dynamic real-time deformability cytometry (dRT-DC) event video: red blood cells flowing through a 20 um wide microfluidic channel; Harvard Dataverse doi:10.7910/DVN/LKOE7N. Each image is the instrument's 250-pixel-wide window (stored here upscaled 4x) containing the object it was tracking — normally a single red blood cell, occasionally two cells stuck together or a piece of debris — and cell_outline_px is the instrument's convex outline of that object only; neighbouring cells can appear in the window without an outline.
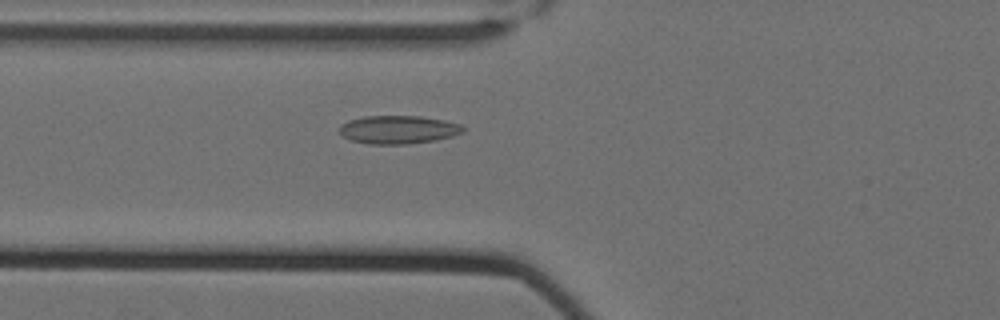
{"species": "Egyptian fruit bat (a non-hibernating species)", "species_latin": "Rousettus aegyptiacus", "temperature_condition": "cold", "stored_images_in_passage": 43, "camera_frame_rate_fps": 3000, "um_per_image_px": 0.085, "animal": {"sex": "female"}, "frame": {"image": 1, "passage_image": 8, "time_ms": 2.333, "image_size_px": [1000, 320], "cell_outline_px": [[468, 128], [464, 132], [452, 136], [436, 140], [408, 144], [368, 144], [352, 140], [340, 136], [340, 124], [348, 120], [364, 116], [420, 116], [444, 120], [460, 124]], "centroid_in_image_um": [33.86, 11.02], "position_along_channel_um": 91.9, "area_um2": 20.58}}
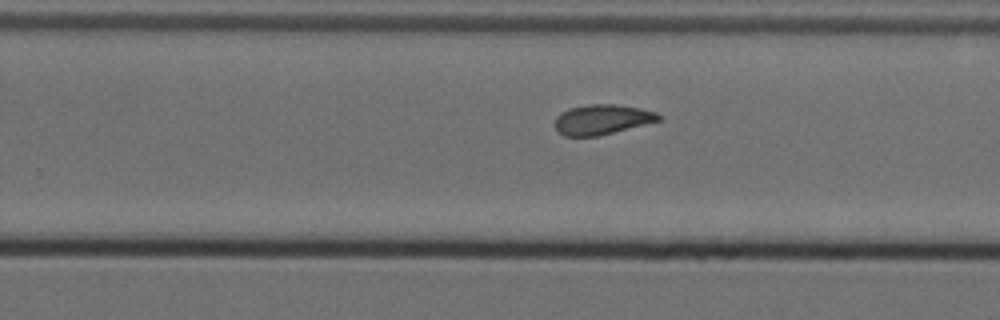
{"frame": {"image": 2, "passage_image": 24, "time_ms": 7.667, "image_size_px": [1000, 320], "cell_outline_px": [[660, 120], [600, 136], [564, 136], [556, 132], [556, 116], [560, 112], [568, 108], [588, 104], [616, 104], [640, 108], [656, 112], [660, 116]], "centroid_in_image_um": [51.13, 10.16], "position_along_channel_um": 278.7, "area_um2": 18.21}}
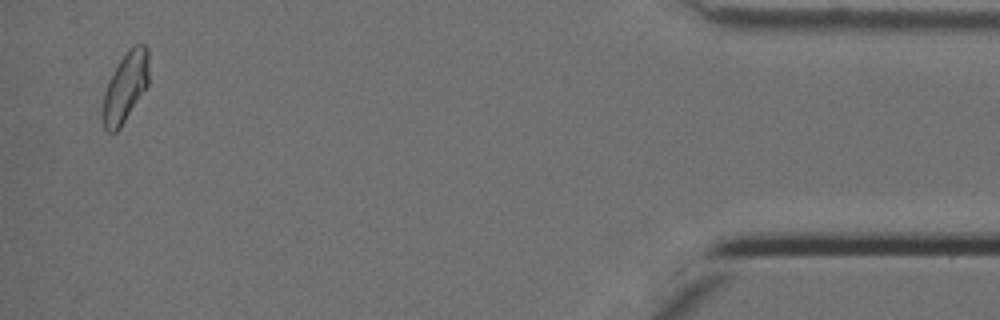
{"frame": {"image": 3, "passage_image": 42, "time_ms": 13.667, "image_size_px": [1000, 320], "cell_outline_px": [[148, 84], [120, 128], [116, 132], [108, 132], [104, 128], [100, 112], [104, 92], [108, 80], [120, 60], [128, 48], [136, 44], [144, 44], [148, 48]], "centroid_in_image_um": [10.62, 7.42], "position_along_channel_um": 424.6, "area_um2": 18.9}, "authors_computed_cell_mechanics": {"area_um2": 18.6116, "velocity_mm_per_s": 3.4884, "shape_relaxation_time_tau1_ms": 11.1443, "shape_relaxation_time_tau2_ms": 3.58, "deformation_change_tau1": 0.1805, "deformation_change_tau2": 0.0974}}